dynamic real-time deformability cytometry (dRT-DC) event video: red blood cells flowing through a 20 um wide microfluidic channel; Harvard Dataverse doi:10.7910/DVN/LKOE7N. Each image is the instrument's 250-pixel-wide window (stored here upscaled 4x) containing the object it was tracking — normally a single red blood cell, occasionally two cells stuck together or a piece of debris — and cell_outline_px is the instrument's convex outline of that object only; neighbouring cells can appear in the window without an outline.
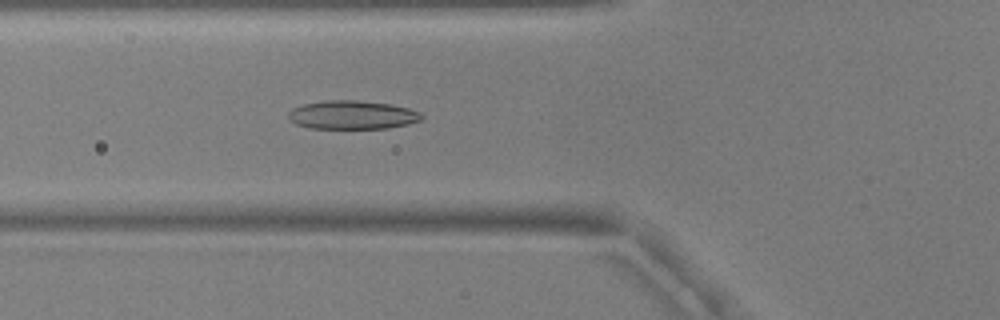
{"species": "common noctule bat (a hibernating species)", "species_latin": "Nyctalus noctula", "temperature_condition": "warm", "stored_images_in_passage": 44, "camera_frame_rate_fps": 3000, "um_per_image_px": 0.085, "animal": {"sex": "male", "body_mass_g": 17.9, "forearm_length_mm": 54.2}, "frame": {"image": 1, "passage_image": 11, "time_ms": 3.333, "image_size_px": [1000, 320], "cell_outline_px": [[424, 116], [420, 120], [408, 124], [388, 128], [312, 128], [296, 124], [288, 120], [288, 112], [292, 108], [304, 104], [328, 100], [356, 100], [388, 104], [408, 108], [420, 112]], "centroid_in_image_um": [29.92, 9.77], "position_along_channel_um": 95.9, "area_um2": 22.08}}
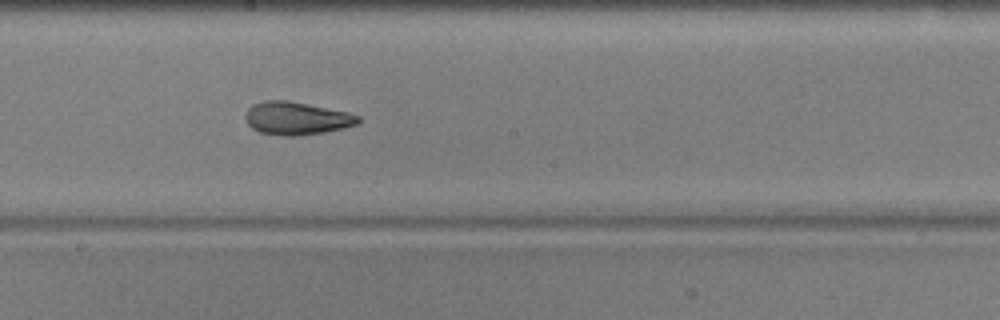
{"frame": {"image": 2, "passage_image": 21, "time_ms": 6.667, "image_size_px": [1000, 320], "cell_outline_px": [[360, 120], [356, 124], [344, 128], [324, 132], [296, 136], [284, 136], [260, 132], [252, 128], [244, 120], [244, 116], [248, 108], [252, 104], [264, 100], [288, 100], [348, 112], [360, 116]], "centroid_in_image_um": [25.17, 10.05], "position_along_channel_um": 223.0, "area_um2": 21.73}}
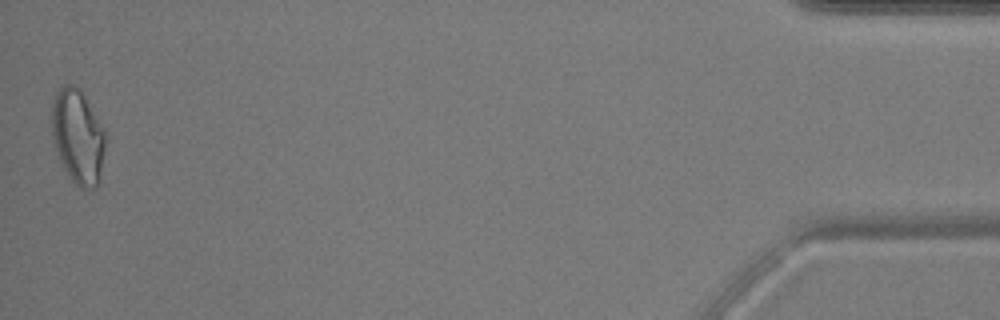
{"frame": {"image": 3, "passage_image": 44, "time_ms": 14.333, "image_size_px": [1000, 320], "cell_outline_px": [[104, 148], [100, 180], [96, 188], [88, 192], [80, 188], [72, 180], [64, 168], [60, 160], [52, 140], [52, 100], [56, 92], [64, 84], [72, 84], [84, 96], [104, 132]], "centroid_in_image_um": [6.59, 11.67], "position_along_channel_um": 428.6, "area_um2": 29.13}, "authors_computed_cell_mechanics": {"area_um2": 22.0218, "velocity_mm_per_s": 3.7935, "shape_relaxation_time_tau1_ms": 5.1511, "shape_relaxation_time_tau2_ms": 1.7445, "deformation_change_tau1": 0.165, "deformation_change_tau2": 0.0751}}